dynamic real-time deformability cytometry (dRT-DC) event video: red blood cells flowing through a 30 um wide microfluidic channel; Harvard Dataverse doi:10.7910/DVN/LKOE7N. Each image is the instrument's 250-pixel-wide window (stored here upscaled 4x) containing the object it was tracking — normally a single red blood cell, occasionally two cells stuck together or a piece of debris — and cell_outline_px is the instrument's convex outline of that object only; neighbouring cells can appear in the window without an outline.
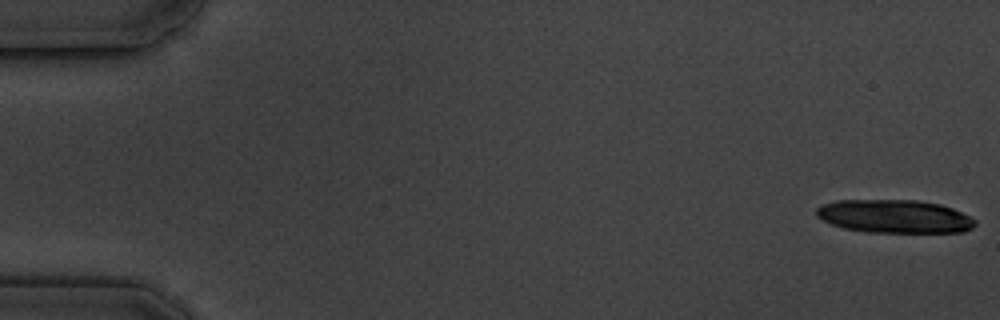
{"species": "common noctule bat (a hibernating species)", "species_latin": "Nyctalus noctula", "temperature_condition": "cold", "stored_images_in_passage": 7, "camera_frame_rate_fps": 3000, "um_per_image_px": 0.085, "animal": {"sex": "male", "body_mass_g": 19.5, "forearm_length_mm": 54.6}, "frame": {"image": 1, "passage_image": 1, "time_ms": 0.0, "image_size_px": [1000, 320], "cell_outline_px": [[976, 224], [972, 228], [964, 232], [864, 232], [844, 228], [832, 224], [816, 216], [816, 208], [824, 204], [836, 200], [916, 200], [940, 204], [952, 208], [976, 220]], "centroid_in_image_um": [76.03, 18.39], "position_along_channel_um": 9.0, "area_um2": 30.69}}